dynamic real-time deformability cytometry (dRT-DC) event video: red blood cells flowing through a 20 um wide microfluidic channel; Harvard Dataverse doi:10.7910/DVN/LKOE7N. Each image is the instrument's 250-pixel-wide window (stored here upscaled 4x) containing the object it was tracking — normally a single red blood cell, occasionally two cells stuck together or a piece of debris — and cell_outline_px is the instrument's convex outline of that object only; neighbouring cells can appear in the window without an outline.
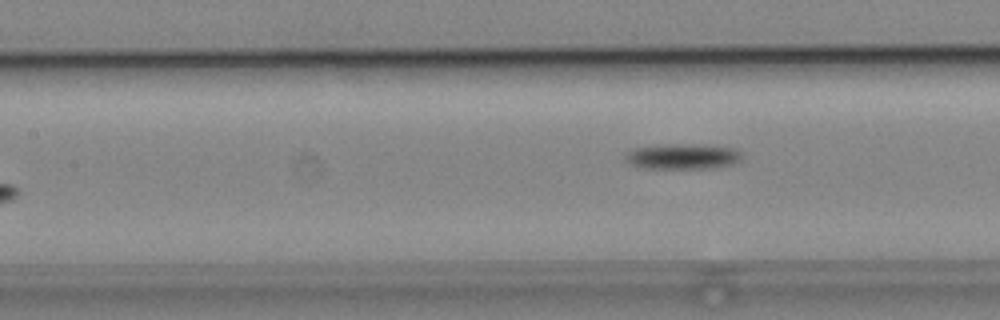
{"species": "common noctule bat (a hibernating species)", "species_latin": "Nyctalus noctula", "temperature_condition": "cold", "stored_images_in_passage": 7, "camera_frame_rate_fps": 3000, "um_per_image_px": 0.085, "animal": {"sex": "male", "body_mass_g": 19.2, "forearm_length_mm": 51.8}, "frame": {"image": 1, "passage_image": 7, "time_ms": 7.0, "image_size_px": [1000, 320], "cell_outline_px": [[744, 156], [736, 164], [716, 168], [640, 168], [628, 164], [624, 160], [624, 156], [628, 152], [636, 148], [668, 144], [700, 144], [736, 148]], "centroid_in_image_um": [58.07, 13.3], "position_along_channel_um": 149.3, "area_um2": 17.63}}